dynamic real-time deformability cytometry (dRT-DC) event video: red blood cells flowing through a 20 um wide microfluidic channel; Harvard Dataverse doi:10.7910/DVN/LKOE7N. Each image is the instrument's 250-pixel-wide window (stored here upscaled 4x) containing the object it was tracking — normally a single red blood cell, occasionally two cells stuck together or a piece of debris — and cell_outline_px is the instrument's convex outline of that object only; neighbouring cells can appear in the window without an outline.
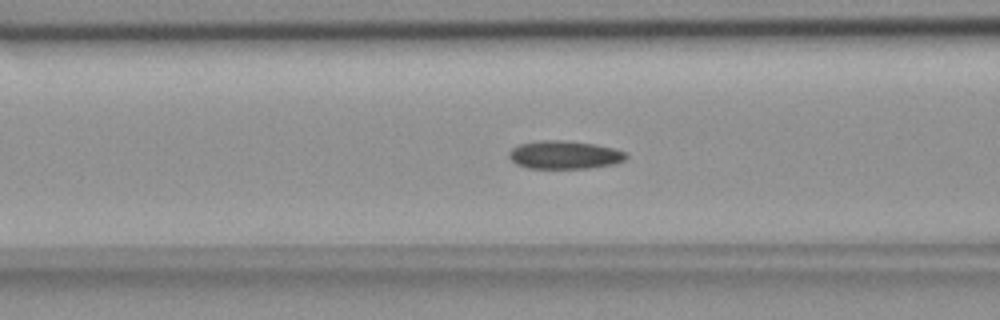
{"species": "common noctule bat (a hibernating species)", "species_latin": "Nyctalus noctula", "temperature_condition": "room temperature", "stored_images_in_passage": 56, "camera_frame_rate_fps": 3000, "um_per_image_px": 0.085, "animal": {"sex": "female", "body_mass_g": 18.4}, "frame": {"image": 1, "passage_image": 21, "time_ms": 6.667, "image_size_px": [1000, 320], "cell_outline_px": [[628, 156], [624, 160], [616, 164], [588, 168], [528, 168], [516, 164], [508, 156], [508, 152], [512, 148], [520, 144], [540, 140], [564, 140], [596, 144], [616, 148], [624, 152]], "centroid_in_image_um": [48.0, 13.16], "position_along_channel_um": 118.6, "area_um2": 19.36}}
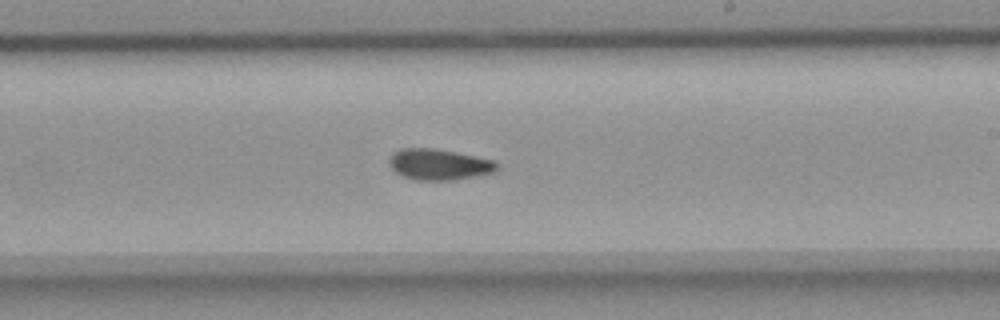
{"frame": {"image": 2, "passage_image": 32, "time_ms": 10.333, "image_size_px": [1000, 320], "cell_outline_px": [[500, 168], [496, 172], [452, 180], [416, 180], [404, 176], [396, 172], [388, 164], [388, 160], [392, 152], [400, 148], [432, 148], [456, 152], [496, 160], [500, 164]], "centroid_in_image_um": [37.34, 13.97], "position_along_channel_um": 251.7, "area_um2": 19.71}}
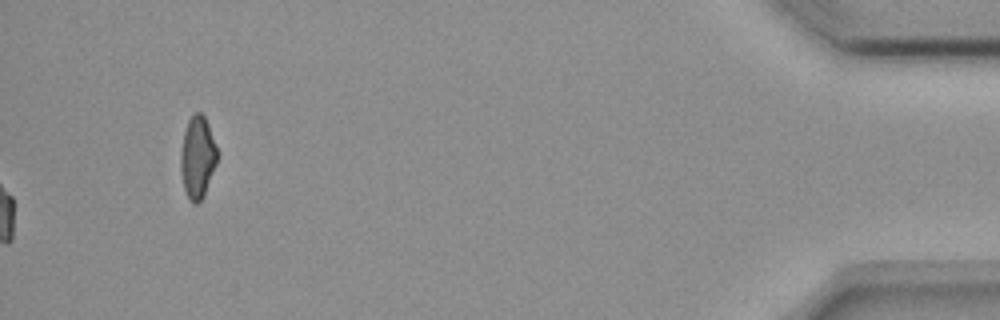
{"frame": {"image": 3, "passage_image": 56, "time_ms": 18.333, "image_size_px": [1000, 320], "cell_outline_px": [[216, 164], [204, 196], [196, 204], [188, 200], [184, 188], [180, 172], [180, 152], [184, 132], [188, 120], [196, 112], [200, 112], [204, 116], [208, 124], [216, 148]], "centroid_in_image_um": [16.76, 13.39], "position_along_channel_um": 418.4, "area_um2": 17.34}, "authors_computed_cell_mechanics": {"area_um2": 18.9295, "velocity_mm_per_s": 3.6426, "shape_relaxation_time_tau1_ms": null, "shape_relaxation_time_tau2_ms": 7.9226, "deformation_change_tau1": null, "deformation_change_tau2": 0.1057}}